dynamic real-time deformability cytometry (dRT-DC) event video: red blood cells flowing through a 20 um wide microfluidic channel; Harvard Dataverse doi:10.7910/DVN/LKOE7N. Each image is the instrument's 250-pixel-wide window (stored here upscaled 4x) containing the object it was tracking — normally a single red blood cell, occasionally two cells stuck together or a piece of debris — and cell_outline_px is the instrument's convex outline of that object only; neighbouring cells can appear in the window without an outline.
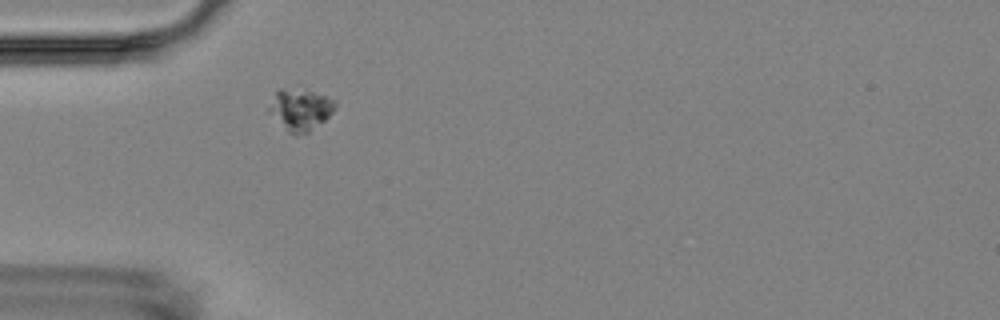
{"species": "Egyptian fruit bat (a non-hibernating species)", "species_latin": "Rousettus aegyptiacus", "temperature_condition": "room temperature", "stored_images_in_passage": 5, "camera_frame_rate_fps": 3000, "um_per_image_px": 0.085, "animal": {"sex": "female"}, "frame": {"image": 1, "passage_image": 5, "time_ms": 5.333, "image_size_px": [1000, 320], "cell_outline_px": [[336, 108], [324, 120], [308, 132], [296, 136], [288, 132], [268, 112], [268, 108], [276, 88], [280, 88], [312, 92], [328, 96], [336, 100]], "centroid_in_image_um": [25.51, 9.32], "position_along_channel_um": 59.5, "area_um2": 15.9}}